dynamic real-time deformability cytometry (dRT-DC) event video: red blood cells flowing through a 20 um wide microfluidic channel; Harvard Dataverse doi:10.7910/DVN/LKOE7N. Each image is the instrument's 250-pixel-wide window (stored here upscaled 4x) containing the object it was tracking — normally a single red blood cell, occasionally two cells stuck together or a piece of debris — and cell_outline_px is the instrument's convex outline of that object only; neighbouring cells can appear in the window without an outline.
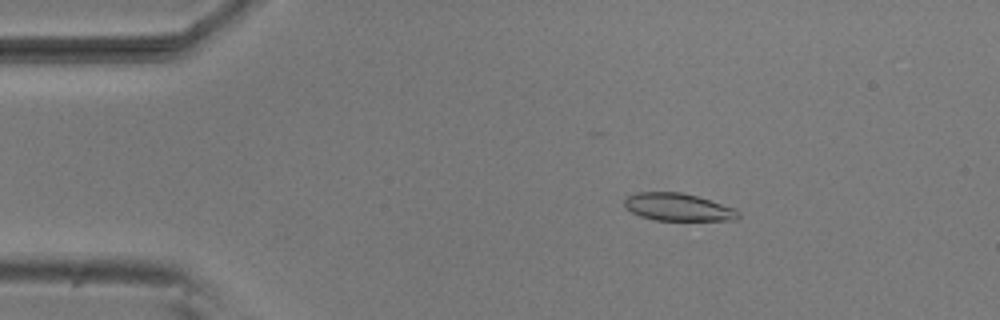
{"species": "common noctule bat (a hibernating species)", "species_latin": "Nyctalus noctula", "temperature_condition": "room temperature", "stored_images_in_passage": 4, "camera_frame_rate_fps": 3000, "um_per_image_px": 0.085, "animal": {"sex": "male", "body_mass_g": 20.5, "forearm_length_mm": 52.5}, "frame": {"image": 1, "passage_image": 3, "time_ms": 0.667, "image_size_px": [1000, 320], "cell_outline_px": [[740, 216], [736, 220], [656, 220], [640, 216], [632, 212], [624, 204], [624, 200], [628, 196], [636, 192], [680, 192], [696, 196], [736, 208], [740, 212]], "centroid_in_image_um": [57.66, 17.6], "position_along_channel_um": 27.3, "area_um2": 18.21}}